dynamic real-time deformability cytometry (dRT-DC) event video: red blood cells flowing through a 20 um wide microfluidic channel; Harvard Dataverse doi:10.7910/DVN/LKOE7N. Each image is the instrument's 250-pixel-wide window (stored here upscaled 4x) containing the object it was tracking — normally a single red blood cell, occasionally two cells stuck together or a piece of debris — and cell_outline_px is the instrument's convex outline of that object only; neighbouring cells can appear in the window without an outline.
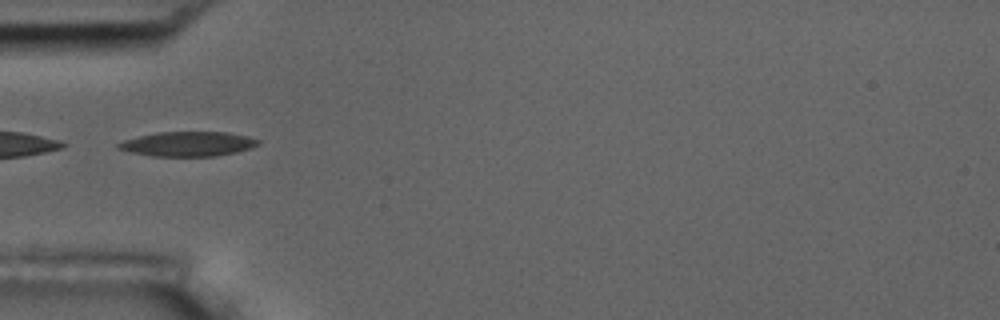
{"species": "common noctule bat (a hibernating species)", "species_latin": "Nyctalus noctula", "temperature_condition": "room temperature", "stored_images_in_passage": 4, "camera_frame_rate_fps": 3000, "um_per_image_px": 0.085, "animal": {"sex": "male", "body_mass_g": 17.5, "forearm_length_mm": 52.3}, "frame": {"image": 1, "passage_image": 1, "time_ms": 0.0, "image_size_px": [1000, 320], "cell_outline_px": [[260, 144], [252, 148], [236, 152], [216, 156], [152, 156], [128, 152], [116, 148], [116, 144], [124, 140], [156, 132], [228, 132], [260, 140]], "centroid_in_image_um": [15.95, 12.24], "position_along_channel_um": 69.0, "area_um2": 20.11}}
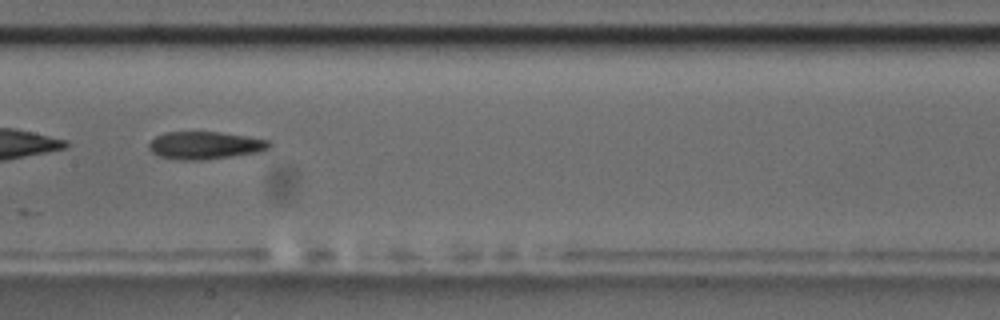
{"frame": {"image": 2, "passage_image": 4, "time_ms": 3.333, "image_size_px": [1000, 320], "cell_outline_px": [[272, 144], [268, 148], [260, 152], [204, 160], [180, 160], [160, 156], [152, 152], [148, 148], [148, 144], [156, 136], [164, 132], [220, 132], [248, 136], [268, 140]], "centroid_in_image_um": [17.43, 12.35], "position_along_channel_um": 190.0, "area_um2": 19.42}}